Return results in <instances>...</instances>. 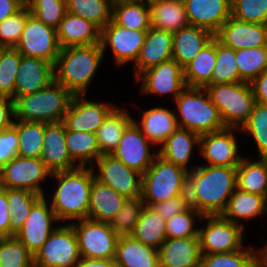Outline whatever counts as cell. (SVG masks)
I'll list each match as a JSON object with an SVG mask.
<instances>
[{"instance_id":"91938a15","label":"cell","mask_w":267,"mask_h":267,"mask_svg":"<svg viewBox=\"0 0 267 267\" xmlns=\"http://www.w3.org/2000/svg\"><path fill=\"white\" fill-rule=\"evenodd\" d=\"M255 101L267 105V72L261 73L251 83Z\"/></svg>"},{"instance_id":"f5cc1de1","label":"cell","mask_w":267,"mask_h":267,"mask_svg":"<svg viewBox=\"0 0 267 267\" xmlns=\"http://www.w3.org/2000/svg\"><path fill=\"white\" fill-rule=\"evenodd\" d=\"M29 15V8L25 4L18 12L0 22V48H15Z\"/></svg>"},{"instance_id":"f907efd6","label":"cell","mask_w":267,"mask_h":267,"mask_svg":"<svg viewBox=\"0 0 267 267\" xmlns=\"http://www.w3.org/2000/svg\"><path fill=\"white\" fill-rule=\"evenodd\" d=\"M21 54L15 48H0V96L14 100V86Z\"/></svg>"},{"instance_id":"277c9868","label":"cell","mask_w":267,"mask_h":267,"mask_svg":"<svg viewBox=\"0 0 267 267\" xmlns=\"http://www.w3.org/2000/svg\"><path fill=\"white\" fill-rule=\"evenodd\" d=\"M73 96L63 85L53 80L42 90L14 100L15 120L62 122Z\"/></svg>"},{"instance_id":"e7e4bbea","label":"cell","mask_w":267,"mask_h":267,"mask_svg":"<svg viewBox=\"0 0 267 267\" xmlns=\"http://www.w3.org/2000/svg\"><path fill=\"white\" fill-rule=\"evenodd\" d=\"M4 238V236L0 232V241Z\"/></svg>"},{"instance_id":"6da1fadb","label":"cell","mask_w":267,"mask_h":267,"mask_svg":"<svg viewBox=\"0 0 267 267\" xmlns=\"http://www.w3.org/2000/svg\"><path fill=\"white\" fill-rule=\"evenodd\" d=\"M236 185V167L199 164L188 172L190 206L202 215H221Z\"/></svg>"},{"instance_id":"8992f818","label":"cell","mask_w":267,"mask_h":267,"mask_svg":"<svg viewBox=\"0 0 267 267\" xmlns=\"http://www.w3.org/2000/svg\"><path fill=\"white\" fill-rule=\"evenodd\" d=\"M188 171L157 155L142 175V199L147 206L187 192Z\"/></svg>"},{"instance_id":"03108f58","label":"cell","mask_w":267,"mask_h":267,"mask_svg":"<svg viewBox=\"0 0 267 267\" xmlns=\"http://www.w3.org/2000/svg\"><path fill=\"white\" fill-rule=\"evenodd\" d=\"M112 1L114 3V2H117V1H127V0H112Z\"/></svg>"},{"instance_id":"9c48e42d","label":"cell","mask_w":267,"mask_h":267,"mask_svg":"<svg viewBox=\"0 0 267 267\" xmlns=\"http://www.w3.org/2000/svg\"><path fill=\"white\" fill-rule=\"evenodd\" d=\"M70 224L77 238L80 258L115 259L119 236L110 223L85 218Z\"/></svg>"},{"instance_id":"6125c7cd","label":"cell","mask_w":267,"mask_h":267,"mask_svg":"<svg viewBox=\"0 0 267 267\" xmlns=\"http://www.w3.org/2000/svg\"><path fill=\"white\" fill-rule=\"evenodd\" d=\"M77 267H117L115 259L80 258Z\"/></svg>"},{"instance_id":"e575fe53","label":"cell","mask_w":267,"mask_h":267,"mask_svg":"<svg viewBox=\"0 0 267 267\" xmlns=\"http://www.w3.org/2000/svg\"><path fill=\"white\" fill-rule=\"evenodd\" d=\"M236 167V185L243 192L258 194L267 199V158L249 159L244 155Z\"/></svg>"},{"instance_id":"74e56055","label":"cell","mask_w":267,"mask_h":267,"mask_svg":"<svg viewBox=\"0 0 267 267\" xmlns=\"http://www.w3.org/2000/svg\"><path fill=\"white\" fill-rule=\"evenodd\" d=\"M65 141L70 157L78 167H91L102 155L93 132L66 130Z\"/></svg>"},{"instance_id":"ac0fdd59","label":"cell","mask_w":267,"mask_h":267,"mask_svg":"<svg viewBox=\"0 0 267 267\" xmlns=\"http://www.w3.org/2000/svg\"><path fill=\"white\" fill-rule=\"evenodd\" d=\"M59 224L50 201L46 196H42L33 205L27 220L15 237L35 255Z\"/></svg>"},{"instance_id":"ab89813d","label":"cell","mask_w":267,"mask_h":267,"mask_svg":"<svg viewBox=\"0 0 267 267\" xmlns=\"http://www.w3.org/2000/svg\"><path fill=\"white\" fill-rule=\"evenodd\" d=\"M7 194L10 211L11 237L22 228L30 214L33 205L42 195L19 189L1 188Z\"/></svg>"},{"instance_id":"ee69618b","label":"cell","mask_w":267,"mask_h":267,"mask_svg":"<svg viewBox=\"0 0 267 267\" xmlns=\"http://www.w3.org/2000/svg\"><path fill=\"white\" fill-rule=\"evenodd\" d=\"M241 135L253 139L258 158H267V105L255 102L248 121L240 128Z\"/></svg>"},{"instance_id":"603a6c76","label":"cell","mask_w":267,"mask_h":267,"mask_svg":"<svg viewBox=\"0 0 267 267\" xmlns=\"http://www.w3.org/2000/svg\"><path fill=\"white\" fill-rule=\"evenodd\" d=\"M53 80L54 70L50 62L21 56L15 79L14 100L19 96L42 90Z\"/></svg>"},{"instance_id":"94428289","label":"cell","mask_w":267,"mask_h":267,"mask_svg":"<svg viewBox=\"0 0 267 267\" xmlns=\"http://www.w3.org/2000/svg\"><path fill=\"white\" fill-rule=\"evenodd\" d=\"M25 0H0V22L18 12Z\"/></svg>"},{"instance_id":"83f0119b","label":"cell","mask_w":267,"mask_h":267,"mask_svg":"<svg viewBox=\"0 0 267 267\" xmlns=\"http://www.w3.org/2000/svg\"><path fill=\"white\" fill-rule=\"evenodd\" d=\"M101 30L92 22L66 12L57 28L60 48L91 46L100 43Z\"/></svg>"},{"instance_id":"7c38bea8","label":"cell","mask_w":267,"mask_h":267,"mask_svg":"<svg viewBox=\"0 0 267 267\" xmlns=\"http://www.w3.org/2000/svg\"><path fill=\"white\" fill-rule=\"evenodd\" d=\"M95 179L128 199L142 195V174L112 154H102L91 166Z\"/></svg>"},{"instance_id":"ba28073f","label":"cell","mask_w":267,"mask_h":267,"mask_svg":"<svg viewBox=\"0 0 267 267\" xmlns=\"http://www.w3.org/2000/svg\"><path fill=\"white\" fill-rule=\"evenodd\" d=\"M245 230L222 215H203L198 232L201 253H227L244 248Z\"/></svg>"},{"instance_id":"db71d44e","label":"cell","mask_w":267,"mask_h":267,"mask_svg":"<svg viewBox=\"0 0 267 267\" xmlns=\"http://www.w3.org/2000/svg\"><path fill=\"white\" fill-rule=\"evenodd\" d=\"M231 17L242 22L267 24V0H231Z\"/></svg>"},{"instance_id":"1f68e13d","label":"cell","mask_w":267,"mask_h":267,"mask_svg":"<svg viewBox=\"0 0 267 267\" xmlns=\"http://www.w3.org/2000/svg\"><path fill=\"white\" fill-rule=\"evenodd\" d=\"M115 263L117 267H160L159 250L131 236H120Z\"/></svg>"},{"instance_id":"836d02e7","label":"cell","mask_w":267,"mask_h":267,"mask_svg":"<svg viewBox=\"0 0 267 267\" xmlns=\"http://www.w3.org/2000/svg\"><path fill=\"white\" fill-rule=\"evenodd\" d=\"M133 121L129 109L117 105L96 131V139L101 154H111L118 146L122 134Z\"/></svg>"},{"instance_id":"d4e9b609","label":"cell","mask_w":267,"mask_h":267,"mask_svg":"<svg viewBox=\"0 0 267 267\" xmlns=\"http://www.w3.org/2000/svg\"><path fill=\"white\" fill-rule=\"evenodd\" d=\"M141 110H143L140 112L141 117H138L140 119L133 117V121L158 149L179 128L175 111L160 105Z\"/></svg>"},{"instance_id":"d6986e66","label":"cell","mask_w":267,"mask_h":267,"mask_svg":"<svg viewBox=\"0 0 267 267\" xmlns=\"http://www.w3.org/2000/svg\"><path fill=\"white\" fill-rule=\"evenodd\" d=\"M85 96L87 95L73 96L62 121L66 130L96 133L108 114L117 106L112 102L93 101Z\"/></svg>"},{"instance_id":"9a60e30c","label":"cell","mask_w":267,"mask_h":267,"mask_svg":"<svg viewBox=\"0 0 267 267\" xmlns=\"http://www.w3.org/2000/svg\"><path fill=\"white\" fill-rule=\"evenodd\" d=\"M133 83L139 86L140 94L144 96H168L172 102L186 87L183 68L176 60L160 63L142 72Z\"/></svg>"},{"instance_id":"f6af8a7d","label":"cell","mask_w":267,"mask_h":267,"mask_svg":"<svg viewBox=\"0 0 267 267\" xmlns=\"http://www.w3.org/2000/svg\"><path fill=\"white\" fill-rule=\"evenodd\" d=\"M236 62L241 80L251 83L267 70V45L236 50Z\"/></svg>"},{"instance_id":"4fadbf2b","label":"cell","mask_w":267,"mask_h":267,"mask_svg":"<svg viewBox=\"0 0 267 267\" xmlns=\"http://www.w3.org/2000/svg\"><path fill=\"white\" fill-rule=\"evenodd\" d=\"M241 130L225 127L224 129L200 135L199 153L204 165L237 167L244 157L240 155L239 138Z\"/></svg>"},{"instance_id":"c3c4849f","label":"cell","mask_w":267,"mask_h":267,"mask_svg":"<svg viewBox=\"0 0 267 267\" xmlns=\"http://www.w3.org/2000/svg\"><path fill=\"white\" fill-rule=\"evenodd\" d=\"M0 267H34V255L15 236L0 241Z\"/></svg>"},{"instance_id":"f1b7e54d","label":"cell","mask_w":267,"mask_h":267,"mask_svg":"<svg viewBox=\"0 0 267 267\" xmlns=\"http://www.w3.org/2000/svg\"><path fill=\"white\" fill-rule=\"evenodd\" d=\"M265 214H267V199L264 196L243 192L236 188L229 197L227 207L221 215L247 229L248 225L245 226L244 221H251L257 217L262 219Z\"/></svg>"},{"instance_id":"7dc6e473","label":"cell","mask_w":267,"mask_h":267,"mask_svg":"<svg viewBox=\"0 0 267 267\" xmlns=\"http://www.w3.org/2000/svg\"><path fill=\"white\" fill-rule=\"evenodd\" d=\"M145 206L142 197L127 199L110 223L113 232L119 237L130 236Z\"/></svg>"},{"instance_id":"8fae6325","label":"cell","mask_w":267,"mask_h":267,"mask_svg":"<svg viewBox=\"0 0 267 267\" xmlns=\"http://www.w3.org/2000/svg\"><path fill=\"white\" fill-rule=\"evenodd\" d=\"M77 238L71 224L61 223L34 255V267H77Z\"/></svg>"},{"instance_id":"7a4b0ae2","label":"cell","mask_w":267,"mask_h":267,"mask_svg":"<svg viewBox=\"0 0 267 267\" xmlns=\"http://www.w3.org/2000/svg\"><path fill=\"white\" fill-rule=\"evenodd\" d=\"M51 178L55 180L50 189L52 194L48 193L50 197L45 196L58 221L70 224L88 218L90 190L95 178L92 168L77 167L55 172L51 174Z\"/></svg>"},{"instance_id":"5bb4252c","label":"cell","mask_w":267,"mask_h":267,"mask_svg":"<svg viewBox=\"0 0 267 267\" xmlns=\"http://www.w3.org/2000/svg\"><path fill=\"white\" fill-rule=\"evenodd\" d=\"M15 49L22 56L40 58L54 66L61 49L57 39V29L30 14Z\"/></svg>"},{"instance_id":"be15d7a7","label":"cell","mask_w":267,"mask_h":267,"mask_svg":"<svg viewBox=\"0 0 267 267\" xmlns=\"http://www.w3.org/2000/svg\"><path fill=\"white\" fill-rule=\"evenodd\" d=\"M257 248H258L259 267H267V241L262 247L260 245Z\"/></svg>"},{"instance_id":"2e32d148","label":"cell","mask_w":267,"mask_h":267,"mask_svg":"<svg viewBox=\"0 0 267 267\" xmlns=\"http://www.w3.org/2000/svg\"><path fill=\"white\" fill-rule=\"evenodd\" d=\"M146 32L124 28L111 20L100 34V45L104 57L109 48L112 51L116 68L127 64L129 66V63L134 65L141 52Z\"/></svg>"},{"instance_id":"52a82bcc","label":"cell","mask_w":267,"mask_h":267,"mask_svg":"<svg viewBox=\"0 0 267 267\" xmlns=\"http://www.w3.org/2000/svg\"><path fill=\"white\" fill-rule=\"evenodd\" d=\"M204 88L225 127L240 129L248 121L256 102L250 83L207 84Z\"/></svg>"},{"instance_id":"e0dca14e","label":"cell","mask_w":267,"mask_h":267,"mask_svg":"<svg viewBox=\"0 0 267 267\" xmlns=\"http://www.w3.org/2000/svg\"><path fill=\"white\" fill-rule=\"evenodd\" d=\"M154 148L141 129L132 121L124 130L117 148L111 154L130 169L143 175L158 155V149Z\"/></svg>"},{"instance_id":"bcb514c9","label":"cell","mask_w":267,"mask_h":267,"mask_svg":"<svg viewBox=\"0 0 267 267\" xmlns=\"http://www.w3.org/2000/svg\"><path fill=\"white\" fill-rule=\"evenodd\" d=\"M236 50L227 47L216 39V62L208 84L243 82L239 77Z\"/></svg>"},{"instance_id":"d590c367","label":"cell","mask_w":267,"mask_h":267,"mask_svg":"<svg viewBox=\"0 0 267 267\" xmlns=\"http://www.w3.org/2000/svg\"><path fill=\"white\" fill-rule=\"evenodd\" d=\"M216 62V38L214 37L196 57L183 68L185 85L205 87L210 81Z\"/></svg>"},{"instance_id":"6f0895ef","label":"cell","mask_w":267,"mask_h":267,"mask_svg":"<svg viewBox=\"0 0 267 267\" xmlns=\"http://www.w3.org/2000/svg\"><path fill=\"white\" fill-rule=\"evenodd\" d=\"M14 121V100L6 96H0V132L11 127Z\"/></svg>"},{"instance_id":"30bf717a","label":"cell","mask_w":267,"mask_h":267,"mask_svg":"<svg viewBox=\"0 0 267 267\" xmlns=\"http://www.w3.org/2000/svg\"><path fill=\"white\" fill-rule=\"evenodd\" d=\"M51 174L40 158L16 156L0 169V188L27 190L45 196L43 185H47Z\"/></svg>"},{"instance_id":"681fc988","label":"cell","mask_w":267,"mask_h":267,"mask_svg":"<svg viewBox=\"0 0 267 267\" xmlns=\"http://www.w3.org/2000/svg\"><path fill=\"white\" fill-rule=\"evenodd\" d=\"M202 217L203 215L191 206L187 210L175 214L166 221L167 238L198 236Z\"/></svg>"},{"instance_id":"ffe728a7","label":"cell","mask_w":267,"mask_h":267,"mask_svg":"<svg viewBox=\"0 0 267 267\" xmlns=\"http://www.w3.org/2000/svg\"><path fill=\"white\" fill-rule=\"evenodd\" d=\"M214 37L234 50L266 46L267 24L242 22L230 17Z\"/></svg>"},{"instance_id":"484cf974","label":"cell","mask_w":267,"mask_h":267,"mask_svg":"<svg viewBox=\"0 0 267 267\" xmlns=\"http://www.w3.org/2000/svg\"><path fill=\"white\" fill-rule=\"evenodd\" d=\"M200 135L187 129L178 128L158 148V155L168 162L192 171L198 164L190 162L196 158L194 151L199 153ZM194 156V157H193ZM190 163V165H189Z\"/></svg>"},{"instance_id":"4dcf8cb0","label":"cell","mask_w":267,"mask_h":267,"mask_svg":"<svg viewBox=\"0 0 267 267\" xmlns=\"http://www.w3.org/2000/svg\"><path fill=\"white\" fill-rule=\"evenodd\" d=\"M127 199L94 178L90 190L88 219L111 223Z\"/></svg>"},{"instance_id":"cb8c5ba5","label":"cell","mask_w":267,"mask_h":267,"mask_svg":"<svg viewBox=\"0 0 267 267\" xmlns=\"http://www.w3.org/2000/svg\"><path fill=\"white\" fill-rule=\"evenodd\" d=\"M189 25L215 34L231 17V0H183Z\"/></svg>"},{"instance_id":"f35d334b","label":"cell","mask_w":267,"mask_h":267,"mask_svg":"<svg viewBox=\"0 0 267 267\" xmlns=\"http://www.w3.org/2000/svg\"><path fill=\"white\" fill-rule=\"evenodd\" d=\"M145 245L159 249L167 239L166 221L151 206H145L132 234Z\"/></svg>"},{"instance_id":"11a10c76","label":"cell","mask_w":267,"mask_h":267,"mask_svg":"<svg viewBox=\"0 0 267 267\" xmlns=\"http://www.w3.org/2000/svg\"><path fill=\"white\" fill-rule=\"evenodd\" d=\"M19 140L17 120L14 124L0 132V169L18 156Z\"/></svg>"},{"instance_id":"680465c9","label":"cell","mask_w":267,"mask_h":267,"mask_svg":"<svg viewBox=\"0 0 267 267\" xmlns=\"http://www.w3.org/2000/svg\"><path fill=\"white\" fill-rule=\"evenodd\" d=\"M9 214L7 194L0 188V232L4 237H11Z\"/></svg>"},{"instance_id":"7402d4cb","label":"cell","mask_w":267,"mask_h":267,"mask_svg":"<svg viewBox=\"0 0 267 267\" xmlns=\"http://www.w3.org/2000/svg\"><path fill=\"white\" fill-rule=\"evenodd\" d=\"M65 136L66 127L63 122L46 123L40 159L51 173L78 167L70 157Z\"/></svg>"},{"instance_id":"3957f363","label":"cell","mask_w":267,"mask_h":267,"mask_svg":"<svg viewBox=\"0 0 267 267\" xmlns=\"http://www.w3.org/2000/svg\"><path fill=\"white\" fill-rule=\"evenodd\" d=\"M104 58L100 43L61 48L53 66L54 80L73 95H88V87L96 79Z\"/></svg>"},{"instance_id":"b9f144b4","label":"cell","mask_w":267,"mask_h":267,"mask_svg":"<svg viewBox=\"0 0 267 267\" xmlns=\"http://www.w3.org/2000/svg\"><path fill=\"white\" fill-rule=\"evenodd\" d=\"M248 244L227 253L202 254L200 267H259L258 248Z\"/></svg>"},{"instance_id":"816d5d0a","label":"cell","mask_w":267,"mask_h":267,"mask_svg":"<svg viewBox=\"0 0 267 267\" xmlns=\"http://www.w3.org/2000/svg\"><path fill=\"white\" fill-rule=\"evenodd\" d=\"M30 14L57 29L66 11V0H25Z\"/></svg>"},{"instance_id":"d6a6232c","label":"cell","mask_w":267,"mask_h":267,"mask_svg":"<svg viewBox=\"0 0 267 267\" xmlns=\"http://www.w3.org/2000/svg\"><path fill=\"white\" fill-rule=\"evenodd\" d=\"M150 26L174 33L187 27L189 21L183 0L149 1Z\"/></svg>"},{"instance_id":"f546056e","label":"cell","mask_w":267,"mask_h":267,"mask_svg":"<svg viewBox=\"0 0 267 267\" xmlns=\"http://www.w3.org/2000/svg\"><path fill=\"white\" fill-rule=\"evenodd\" d=\"M173 54L182 68L188 65L213 38L214 34L202 27L188 25L172 33Z\"/></svg>"},{"instance_id":"5b68a950","label":"cell","mask_w":267,"mask_h":267,"mask_svg":"<svg viewBox=\"0 0 267 267\" xmlns=\"http://www.w3.org/2000/svg\"><path fill=\"white\" fill-rule=\"evenodd\" d=\"M175 116L179 128L198 135L217 132L225 128L217 107L203 87L186 86L174 100Z\"/></svg>"},{"instance_id":"44dd1931","label":"cell","mask_w":267,"mask_h":267,"mask_svg":"<svg viewBox=\"0 0 267 267\" xmlns=\"http://www.w3.org/2000/svg\"><path fill=\"white\" fill-rule=\"evenodd\" d=\"M172 54V33L150 27L146 32L139 57L134 65H131L133 79L135 80L145 70L171 60Z\"/></svg>"},{"instance_id":"8d00e7d4","label":"cell","mask_w":267,"mask_h":267,"mask_svg":"<svg viewBox=\"0 0 267 267\" xmlns=\"http://www.w3.org/2000/svg\"><path fill=\"white\" fill-rule=\"evenodd\" d=\"M112 20L124 28L147 31L151 27L149 2L143 0L114 2L112 4Z\"/></svg>"},{"instance_id":"60d3db41","label":"cell","mask_w":267,"mask_h":267,"mask_svg":"<svg viewBox=\"0 0 267 267\" xmlns=\"http://www.w3.org/2000/svg\"><path fill=\"white\" fill-rule=\"evenodd\" d=\"M112 0H66V11L102 30L112 20Z\"/></svg>"},{"instance_id":"9f6ffc18","label":"cell","mask_w":267,"mask_h":267,"mask_svg":"<svg viewBox=\"0 0 267 267\" xmlns=\"http://www.w3.org/2000/svg\"><path fill=\"white\" fill-rule=\"evenodd\" d=\"M151 207L167 221L175 214L181 213L190 207L189 196L186 192L183 195L167 199L163 202L153 203Z\"/></svg>"},{"instance_id":"4316f807","label":"cell","mask_w":267,"mask_h":267,"mask_svg":"<svg viewBox=\"0 0 267 267\" xmlns=\"http://www.w3.org/2000/svg\"><path fill=\"white\" fill-rule=\"evenodd\" d=\"M158 250L160 267H200L198 236L167 238Z\"/></svg>"},{"instance_id":"7bdbcfd3","label":"cell","mask_w":267,"mask_h":267,"mask_svg":"<svg viewBox=\"0 0 267 267\" xmlns=\"http://www.w3.org/2000/svg\"><path fill=\"white\" fill-rule=\"evenodd\" d=\"M46 123L17 120L18 156L40 158Z\"/></svg>"}]
</instances>
